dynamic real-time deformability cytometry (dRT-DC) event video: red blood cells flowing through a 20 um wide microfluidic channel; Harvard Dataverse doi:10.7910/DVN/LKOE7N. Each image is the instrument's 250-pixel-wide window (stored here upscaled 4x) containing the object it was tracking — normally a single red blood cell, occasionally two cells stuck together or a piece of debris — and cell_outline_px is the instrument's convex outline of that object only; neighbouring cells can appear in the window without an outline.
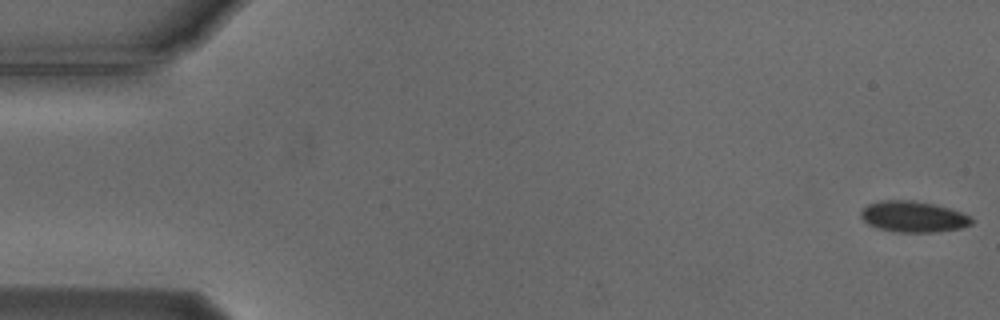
{"species": "Egyptian fruit bat (a non-hibernating species)", "species_latin": "Rousettus aegyptiacus", "temperature_condition": "cold", "stored_images_in_passage": 13, "camera_frame_rate_fps": 3000, "um_per_image_px": 0.085, "animal": {"sex": "male"}, "frame": {"image": 1, "passage_image": 1, "time_ms": 0.0, "image_size_px": [1000, 320], "cell_outline_px": [[976, 220], [972, 224], [960, 228], [932, 232], [896, 232], [880, 228], [868, 224], [860, 216], [860, 212], [868, 204], [880, 200], [916, 200], [948, 208], [972, 216]], "centroid_in_image_um": [77.65, 18.41], "position_along_channel_um": 7.4, "area_um2": 20.0}}